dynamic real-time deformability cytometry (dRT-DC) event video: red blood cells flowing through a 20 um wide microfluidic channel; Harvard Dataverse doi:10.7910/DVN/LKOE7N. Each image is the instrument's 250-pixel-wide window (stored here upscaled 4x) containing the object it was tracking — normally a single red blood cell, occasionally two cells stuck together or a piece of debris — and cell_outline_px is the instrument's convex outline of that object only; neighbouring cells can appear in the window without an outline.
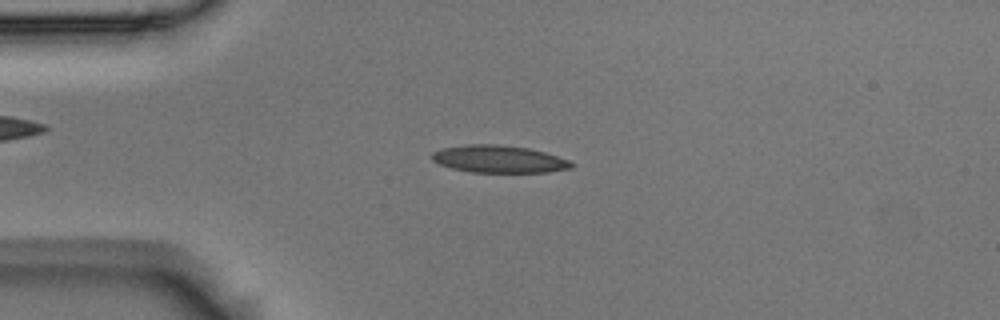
{"species": "Egyptian fruit bat (a non-hibernating species)", "species_latin": "Rousettus aegyptiacus", "temperature_condition": "room temperature", "stored_images_in_passage": 4, "camera_frame_rate_fps": 3000, "um_per_image_px": 0.085, "animal": {"sex": "male"}, "frame": {"image": 1, "passage_image": 3, "time_ms": 0.667, "image_size_px": [1000, 320], "cell_outline_px": [[572, 168], [544, 172], [468, 172], [452, 168], [440, 164], [432, 160], [432, 152], [444, 148], [468, 144], [492, 144], [528, 148], [544, 152], [568, 160], [572, 164]], "centroid_in_image_um": [42.37, 13.52], "position_along_channel_um": 42.6, "area_um2": 21.91}}